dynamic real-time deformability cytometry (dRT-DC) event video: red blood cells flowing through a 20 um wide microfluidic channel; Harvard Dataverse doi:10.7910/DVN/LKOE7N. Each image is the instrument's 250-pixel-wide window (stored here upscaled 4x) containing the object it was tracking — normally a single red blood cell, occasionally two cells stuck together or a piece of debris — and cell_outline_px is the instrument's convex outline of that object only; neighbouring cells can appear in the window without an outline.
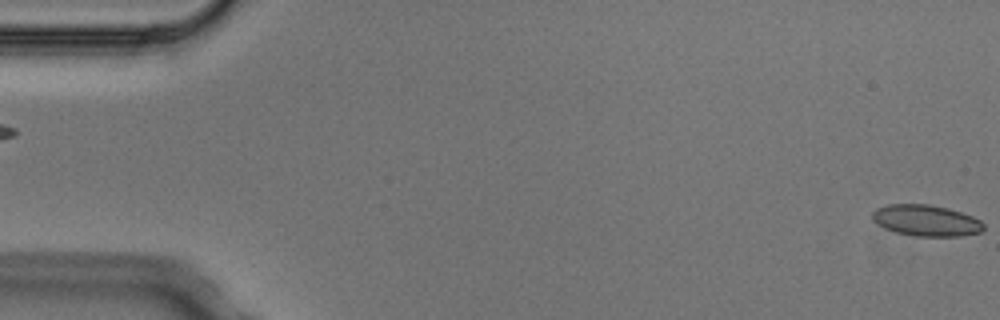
{"species": "Egyptian fruit bat (a non-hibernating species)", "species_latin": "Rousettus aegyptiacus", "temperature_condition": "cold", "stored_images_in_passage": 4, "segment_of_instrument_passage": [2, 2], "camera_frame_rate_fps": 3000, "um_per_image_px": 0.085, "animal": {"sex": "male"}, "frame": {"image": 1, "passage_image": 4, "time_ms": 1.0, "image_size_px": [1000, 320], "cell_outline_px": [[984, 228], [980, 232], [960, 236], [916, 236], [896, 232], [884, 228], [872, 220], [872, 212], [876, 208], [888, 204], [928, 204], [948, 208], [972, 216], [980, 220], [984, 224]], "centroid_in_image_um": [78.7, 18.74], "position_along_channel_um": 6.3, "area_um2": 20.23}}